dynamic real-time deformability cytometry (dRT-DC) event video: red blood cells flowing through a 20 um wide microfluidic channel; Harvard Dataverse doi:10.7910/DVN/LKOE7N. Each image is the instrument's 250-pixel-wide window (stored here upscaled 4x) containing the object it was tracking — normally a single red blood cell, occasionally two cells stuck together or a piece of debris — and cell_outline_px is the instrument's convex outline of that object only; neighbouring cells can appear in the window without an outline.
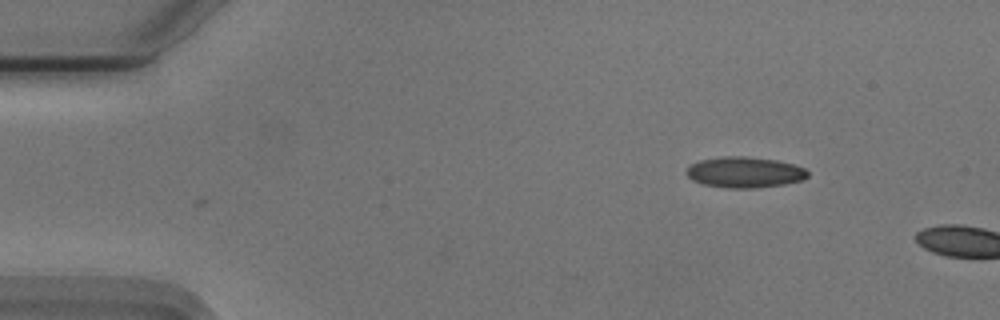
{"species": "Egyptian fruit bat (a non-hibernating species)", "species_latin": "Rousettus aegyptiacus", "temperature_condition": "cold", "stored_images_in_passage": 2, "camera_frame_rate_fps": 3000, "um_per_image_px": 0.085, "animal": {"sex": "male"}, "frame": {"image": 1, "passage_image": 1, "time_ms": 0.0, "image_size_px": [1000, 320], "cell_outline_px": [[808, 176], [800, 180], [784, 184], [752, 188], [728, 188], [704, 184], [692, 180], [688, 176], [688, 168], [692, 164], [700, 160], [724, 156], [748, 156], [776, 160], [792, 164], [804, 168], [808, 172]], "centroid_in_image_um": [63.3, 14.63], "position_along_channel_um": 21.7, "area_um2": 21.5}}